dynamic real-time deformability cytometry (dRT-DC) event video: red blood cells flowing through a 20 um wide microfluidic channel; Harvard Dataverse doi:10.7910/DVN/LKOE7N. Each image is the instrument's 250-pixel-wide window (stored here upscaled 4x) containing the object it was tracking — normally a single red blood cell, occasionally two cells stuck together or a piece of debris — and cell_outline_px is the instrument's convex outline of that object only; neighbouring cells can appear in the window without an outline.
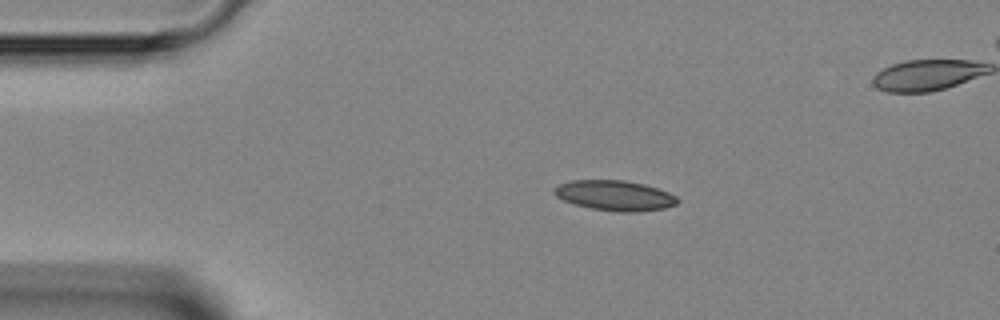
{"species": "Egyptian fruit bat (a non-hibernating species)", "species_latin": "Rousettus aegyptiacus", "temperature_condition": "room temperature", "stored_images_in_passage": 3, "camera_frame_rate_fps": 3000, "um_per_image_px": 0.085, "animal": {"sex": "female"}, "frame": {"image": 1, "passage_image": 1, "time_ms": 0.0, "image_size_px": [1000, 320], "cell_outline_px": [[680, 200], [676, 204], [664, 208], [640, 212], [620, 212], [592, 208], [576, 204], [564, 200], [556, 196], [552, 192], [552, 188], [560, 184], [572, 180], [624, 180], [644, 184], [668, 192], [676, 196]], "centroid_in_image_um": [52.26, 16.61], "position_along_channel_um": 32.7, "area_um2": 21.62}}